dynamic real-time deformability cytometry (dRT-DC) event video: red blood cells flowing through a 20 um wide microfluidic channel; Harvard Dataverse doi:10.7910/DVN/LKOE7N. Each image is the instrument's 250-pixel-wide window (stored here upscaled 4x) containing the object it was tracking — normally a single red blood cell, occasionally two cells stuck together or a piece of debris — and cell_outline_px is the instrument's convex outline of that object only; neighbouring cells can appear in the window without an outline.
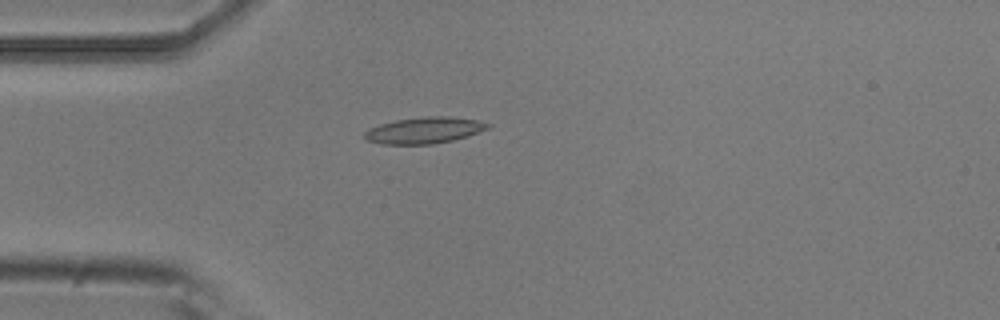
{"species": "common noctule bat (a hibernating species)", "species_latin": "Nyctalus noctula", "temperature_condition": "room temperature", "stored_images_in_passage": 4, "camera_frame_rate_fps": 3000, "um_per_image_px": 0.085, "animal": {"sex": "male", "body_mass_g": 20.5, "forearm_length_mm": 52.5}, "frame": {"image": 1, "passage_image": 4, "time_ms": 1.0, "image_size_px": [1000, 320], "cell_outline_px": [[492, 124], [488, 128], [452, 140], [432, 144], [380, 144], [368, 140], [364, 136], [364, 132], [368, 128], [380, 124], [396, 120], [424, 116], [448, 116], [476, 120]], "centroid_in_image_um": [36.01, 11.07], "position_along_channel_um": 49.0, "area_um2": 18.67}}